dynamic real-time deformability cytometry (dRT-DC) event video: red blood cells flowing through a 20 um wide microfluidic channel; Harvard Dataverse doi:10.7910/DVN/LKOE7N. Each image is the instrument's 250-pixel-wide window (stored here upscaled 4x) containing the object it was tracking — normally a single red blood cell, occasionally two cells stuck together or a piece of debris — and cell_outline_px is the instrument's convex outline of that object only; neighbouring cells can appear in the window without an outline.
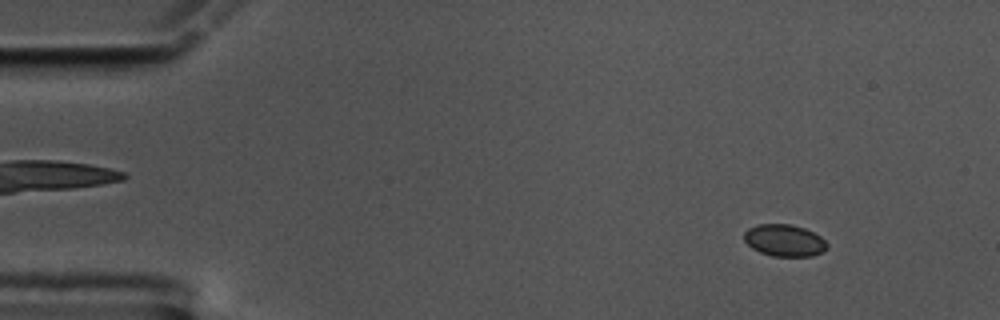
{"species": "common noctule bat (a hibernating species)", "species_latin": "Nyctalus noctula", "temperature_condition": "cold", "stored_images_in_passage": 58, "camera_frame_rate_fps": 3000, "um_per_image_px": 0.085, "animal": {"sex": "male", "body_mass_g": 17.5, "forearm_length_mm": 52.3}, "frame": {"image": 1, "passage_image": 6, "time_ms": 1.667, "image_size_px": [1000, 320], "cell_outline_px": [[828, 248], [824, 252], [812, 256], [772, 256], [760, 252], [752, 248], [744, 240], [744, 232], [748, 228], [756, 224], [792, 224], [804, 228], [820, 236], [828, 244]], "centroid_in_image_um": [66.68, 20.43], "position_along_channel_um": 18.3, "area_um2": 15.55}}
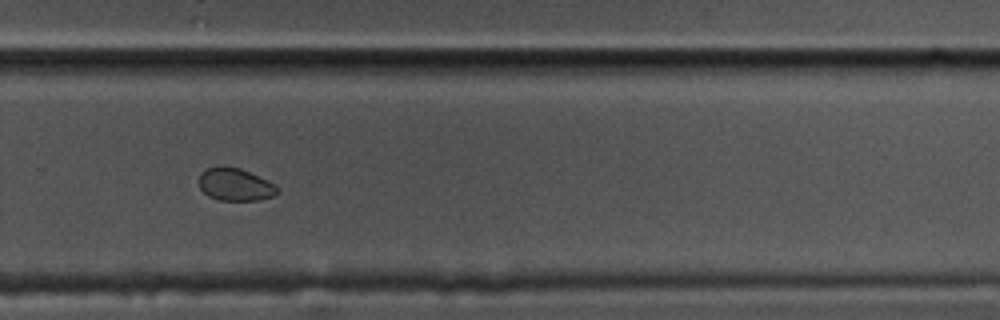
{"frame": {"image": 2, "passage_image": 39, "time_ms": 12.667, "image_size_px": [1000, 320], "cell_outline_px": [[280, 192], [272, 196], [260, 200], [220, 200], [208, 196], [200, 188], [200, 172], [208, 168], [220, 164], [240, 168], [280, 188]], "centroid_in_image_um": [19.96, 15.67], "position_along_channel_um": 309.8, "area_um2": 14.8}}
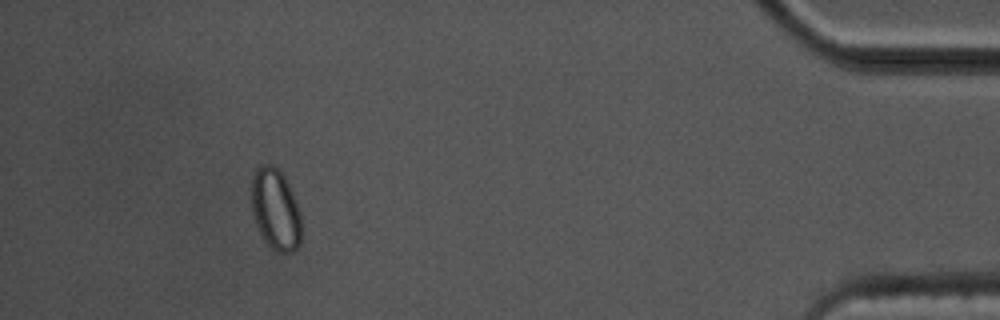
{"frame": {"image": 3, "passage_image": 53, "time_ms": 17.333, "image_size_px": [1000, 320], "cell_outline_px": [[300, 244], [292, 252], [280, 252], [272, 248], [264, 240], [256, 224], [252, 212], [252, 176], [256, 168], [260, 164], [272, 164], [284, 176], [292, 192], [300, 212]], "centroid_in_image_um": [23.41, 17.78], "position_along_channel_um": 411.8, "area_um2": 23.41}}